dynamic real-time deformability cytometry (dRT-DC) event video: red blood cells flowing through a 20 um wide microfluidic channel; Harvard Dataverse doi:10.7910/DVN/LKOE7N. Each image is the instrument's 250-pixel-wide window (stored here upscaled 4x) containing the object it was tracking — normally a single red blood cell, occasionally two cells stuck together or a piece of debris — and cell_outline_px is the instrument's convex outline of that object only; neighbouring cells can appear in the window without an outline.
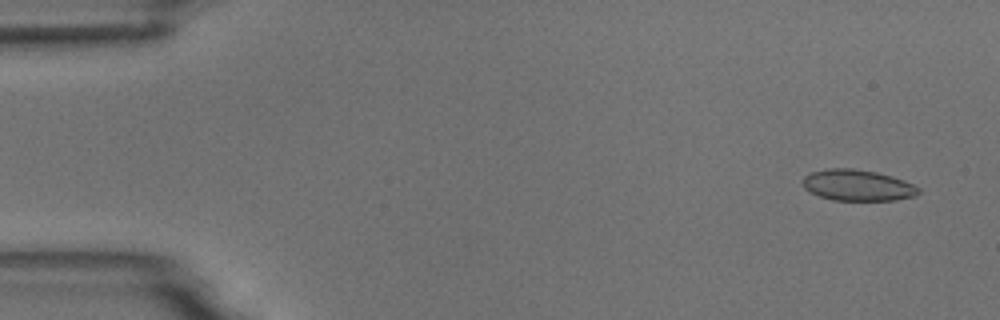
{"species": "common noctule bat (a hibernating species)", "species_latin": "Nyctalus noctula", "temperature_condition": "room temperature", "stored_images_in_passage": 4, "camera_frame_rate_fps": 3000, "um_per_image_px": 0.085, "animal": {"sex": "male", "body_mass_g": 18.8}, "frame": {"image": 1, "passage_image": 1, "time_ms": 0.0, "image_size_px": [1000, 320], "cell_outline_px": [[920, 192], [916, 196], [896, 200], [832, 200], [820, 196], [804, 188], [804, 176], [812, 172], [828, 168], [852, 168], [876, 172], [892, 176], [904, 180], [920, 188]], "centroid_in_image_um": [72.93, 15.75], "position_along_channel_um": 12.1, "area_um2": 20.92}}
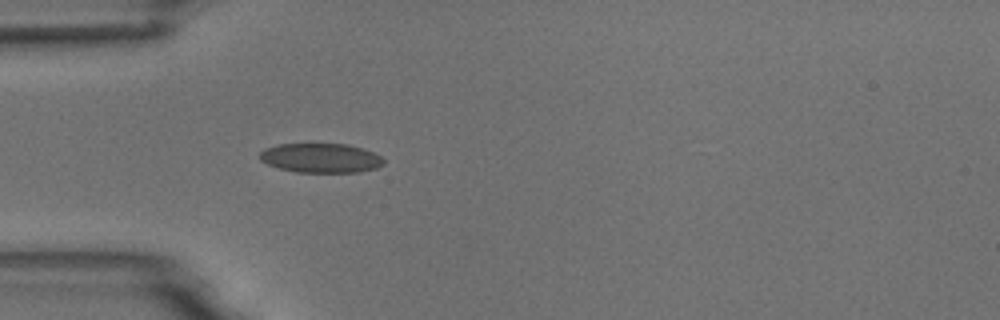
{"frame": {"image": 2, "passage_image": 4, "time_ms": 4.333, "image_size_px": [1000, 320], "cell_outline_px": [[384, 164], [376, 168], [360, 172], [296, 172], [280, 168], [268, 164], [260, 160], [260, 152], [264, 148], [280, 144], [348, 144], [372, 152], [380, 156], [384, 160]], "centroid_in_image_um": [27.26, 13.43], "position_along_channel_um": 57.7, "area_um2": 21.1}}